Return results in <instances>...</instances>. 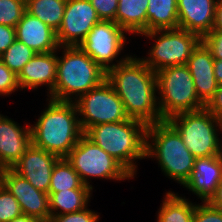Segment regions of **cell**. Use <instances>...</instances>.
<instances>
[{"label": "cell", "instance_id": "e575fe53", "mask_svg": "<svg viewBox=\"0 0 222 222\" xmlns=\"http://www.w3.org/2000/svg\"><path fill=\"white\" fill-rule=\"evenodd\" d=\"M15 40V28L0 24V55L3 54Z\"/></svg>", "mask_w": 222, "mask_h": 222}, {"label": "cell", "instance_id": "f546056e", "mask_svg": "<svg viewBox=\"0 0 222 222\" xmlns=\"http://www.w3.org/2000/svg\"><path fill=\"white\" fill-rule=\"evenodd\" d=\"M99 217L96 211L86 207L77 212L51 216L49 222H98Z\"/></svg>", "mask_w": 222, "mask_h": 222}, {"label": "cell", "instance_id": "ba28073f", "mask_svg": "<svg viewBox=\"0 0 222 222\" xmlns=\"http://www.w3.org/2000/svg\"><path fill=\"white\" fill-rule=\"evenodd\" d=\"M154 40L148 57L140 58L152 71L186 65L201 37L182 28L154 30L139 34ZM155 38V39H154Z\"/></svg>", "mask_w": 222, "mask_h": 222}, {"label": "cell", "instance_id": "e0dca14e", "mask_svg": "<svg viewBox=\"0 0 222 222\" xmlns=\"http://www.w3.org/2000/svg\"><path fill=\"white\" fill-rule=\"evenodd\" d=\"M222 180V155L196 158L194 170L183 185L198 196L202 202H209Z\"/></svg>", "mask_w": 222, "mask_h": 222}, {"label": "cell", "instance_id": "30bf717a", "mask_svg": "<svg viewBox=\"0 0 222 222\" xmlns=\"http://www.w3.org/2000/svg\"><path fill=\"white\" fill-rule=\"evenodd\" d=\"M83 132L102 123H116L130 119L123 102L112 85L104 80L74 101Z\"/></svg>", "mask_w": 222, "mask_h": 222}, {"label": "cell", "instance_id": "d4e9b609", "mask_svg": "<svg viewBox=\"0 0 222 222\" xmlns=\"http://www.w3.org/2000/svg\"><path fill=\"white\" fill-rule=\"evenodd\" d=\"M26 12L58 31L61 26L67 0H25Z\"/></svg>", "mask_w": 222, "mask_h": 222}, {"label": "cell", "instance_id": "6da1fadb", "mask_svg": "<svg viewBox=\"0 0 222 222\" xmlns=\"http://www.w3.org/2000/svg\"><path fill=\"white\" fill-rule=\"evenodd\" d=\"M106 80L121 99L129 118L147 125L164 121L158 107L156 73L137 56L106 72Z\"/></svg>", "mask_w": 222, "mask_h": 222}, {"label": "cell", "instance_id": "74e56055", "mask_svg": "<svg viewBox=\"0 0 222 222\" xmlns=\"http://www.w3.org/2000/svg\"><path fill=\"white\" fill-rule=\"evenodd\" d=\"M209 203L213 207L222 210V180L218 185L215 195L210 199Z\"/></svg>", "mask_w": 222, "mask_h": 222}, {"label": "cell", "instance_id": "7402d4cb", "mask_svg": "<svg viewBox=\"0 0 222 222\" xmlns=\"http://www.w3.org/2000/svg\"><path fill=\"white\" fill-rule=\"evenodd\" d=\"M92 189H71L49 192L51 216L73 213L88 207Z\"/></svg>", "mask_w": 222, "mask_h": 222}, {"label": "cell", "instance_id": "4316f807", "mask_svg": "<svg viewBox=\"0 0 222 222\" xmlns=\"http://www.w3.org/2000/svg\"><path fill=\"white\" fill-rule=\"evenodd\" d=\"M35 54L36 52L30 47L16 39L7 50L0 55V59L18 76L23 67Z\"/></svg>", "mask_w": 222, "mask_h": 222}, {"label": "cell", "instance_id": "3957f363", "mask_svg": "<svg viewBox=\"0 0 222 222\" xmlns=\"http://www.w3.org/2000/svg\"><path fill=\"white\" fill-rule=\"evenodd\" d=\"M147 124L130 118L116 123H102L89 127L84 135L120 162L134 177L135 160L146 158Z\"/></svg>", "mask_w": 222, "mask_h": 222}, {"label": "cell", "instance_id": "f1b7e54d", "mask_svg": "<svg viewBox=\"0 0 222 222\" xmlns=\"http://www.w3.org/2000/svg\"><path fill=\"white\" fill-rule=\"evenodd\" d=\"M21 214L19 202L0 183V222H9Z\"/></svg>", "mask_w": 222, "mask_h": 222}, {"label": "cell", "instance_id": "1f68e13d", "mask_svg": "<svg viewBox=\"0 0 222 222\" xmlns=\"http://www.w3.org/2000/svg\"><path fill=\"white\" fill-rule=\"evenodd\" d=\"M200 204L194 208L193 222H222V210L213 207L209 202Z\"/></svg>", "mask_w": 222, "mask_h": 222}, {"label": "cell", "instance_id": "f35d334b", "mask_svg": "<svg viewBox=\"0 0 222 222\" xmlns=\"http://www.w3.org/2000/svg\"><path fill=\"white\" fill-rule=\"evenodd\" d=\"M214 75L219 85H222V60L214 59Z\"/></svg>", "mask_w": 222, "mask_h": 222}, {"label": "cell", "instance_id": "4fadbf2b", "mask_svg": "<svg viewBox=\"0 0 222 222\" xmlns=\"http://www.w3.org/2000/svg\"><path fill=\"white\" fill-rule=\"evenodd\" d=\"M0 183L19 202L22 214L49 222L51 217L49 194L37 190L12 168L0 172Z\"/></svg>", "mask_w": 222, "mask_h": 222}, {"label": "cell", "instance_id": "5b68a950", "mask_svg": "<svg viewBox=\"0 0 222 222\" xmlns=\"http://www.w3.org/2000/svg\"><path fill=\"white\" fill-rule=\"evenodd\" d=\"M146 157L158 160L162 173L181 186L189 179L196 159L166 120L147 126Z\"/></svg>", "mask_w": 222, "mask_h": 222}, {"label": "cell", "instance_id": "d590c367", "mask_svg": "<svg viewBox=\"0 0 222 222\" xmlns=\"http://www.w3.org/2000/svg\"><path fill=\"white\" fill-rule=\"evenodd\" d=\"M205 108L222 121V85H219L213 97L205 105Z\"/></svg>", "mask_w": 222, "mask_h": 222}, {"label": "cell", "instance_id": "cb8c5ba5", "mask_svg": "<svg viewBox=\"0 0 222 222\" xmlns=\"http://www.w3.org/2000/svg\"><path fill=\"white\" fill-rule=\"evenodd\" d=\"M158 209L157 222H193L194 208L187 198L168 191Z\"/></svg>", "mask_w": 222, "mask_h": 222}, {"label": "cell", "instance_id": "4dcf8cb0", "mask_svg": "<svg viewBox=\"0 0 222 222\" xmlns=\"http://www.w3.org/2000/svg\"><path fill=\"white\" fill-rule=\"evenodd\" d=\"M19 89L17 75L0 59V97L2 95L8 97Z\"/></svg>", "mask_w": 222, "mask_h": 222}, {"label": "cell", "instance_id": "277c9868", "mask_svg": "<svg viewBox=\"0 0 222 222\" xmlns=\"http://www.w3.org/2000/svg\"><path fill=\"white\" fill-rule=\"evenodd\" d=\"M61 49L62 56L57 55L55 87L46 99L74 102L106 80V71L79 46H61Z\"/></svg>", "mask_w": 222, "mask_h": 222}, {"label": "cell", "instance_id": "484cf974", "mask_svg": "<svg viewBox=\"0 0 222 222\" xmlns=\"http://www.w3.org/2000/svg\"><path fill=\"white\" fill-rule=\"evenodd\" d=\"M71 189H92L83 184L79 174L66 158H60L53 167L49 192H61Z\"/></svg>", "mask_w": 222, "mask_h": 222}, {"label": "cell", "instance_id": "7a4b0ae2", "mask_svg": "<svg viewBox=\"0 0 222 222\" xmlns=\"http://www.w3.org/2000/svg\"><path fill=\"white\" fill-rule=\"evenodd\" d=\"M49 100L30 125L32 145L65 158L84 135L74 102Z\"/></svg>", "mask_w": 222, "mask_h": 222}, {"label": "cell", "instance_id": "ac0fdd59", "mask_svg": "<svg viewBox=\"0 0 222 222\" xmlns=\"http://www.w3.org/2000/svg\"><path fill=\"white\" fill-rule=\"evenodd\" d=\"M186 66L192 75L199 100L206 105L219 84L214 75V58L202 41L192 52Z\"/></svg>", "mask_w": 222, "mask_h": 222}, {"label": "cell", "instance_id": "9c48e42d", "mask_svg": "<svg viewBox=\"0 0 222 222\" xmlns=\"http://www.w3.org/2000/svg\"><path fill=\"white\" fill-rule=\"evenodd\" d=\"M79 174L84 185L93 189L90 178L106 180H129L134 176L114 157L83 135L65 157ZM89 178V179H88Z\"/></svg>", "mask_w": 222, "mask_h": 222}, {"label": "cell", "instance_id": "83f0119b", "mask_svg": "<svg viewBox=\"0 0 222 222\" xmlns=\"http://www.w3.org/2000/svg\"><path fill=\"white\" fill-rule=\"evenodd\" d=\"M26 12L25 0H0V24L15 28Z\"/></svg>", "mask_w": 222, "mask_h": 222}, {"label": "cell", "instance_id": "d6a6232c", "mask_svg": "<svg viewBox=\"0 0 222 222\" xmlns=\"http://www.w3.org/2000/svg\"><path fill=\"white\" fill-rule=\"evenodd\" d=\"M101 20H110L116 23L118 0H90Z\"/></svg>", "mask_w": 222, "mask_h": 222}, {"label": "cell", "instance_id": "44dd1931", "mask_svg": "<svg viewBox=\"0 0 222 222\" xmlns=\"http://www.w3.org/2000/svg\"><path fill=\"white\" fill-rule=\"evenodd\" d=\"M149 0H118L116 23L129 34L147 32Z\"/></svg>", "mask_w": 222, "mask_h": 222}, {"label": "cell", "instance_id": "2e32d148", "mask_svg": "<svg viewBox=\"0 0 222 222\" xmlns=\"http://www.w3.org/2000/svg\"><path fill=\"white\" fill-rule=\"evenodd\" d=\"M57 51L36 53L17 76L19 88L35 90L46 86L49 96L55 87L57 77Z\"/></svg>", "mask_w": 222, "mask_h": 222}, {"label": "cell", "instance_id": "7c38bea8", "mask_svg": "<svg viewBox=\"0 0 222 222\" xmlns=\"http://www.w3.org/2000/svg\"><path fill=\"white\" fill-rule=\"evenodd\" d=\"M90 0H67L61 26L56 32L60 46H79L100 21Z\"/></svg>", "mask_w": 222, "mask_h": 222}, {"label": "cell", "instance_id": "52a82bcc", "mask_svg": "<svg viewBox=\"0 0 222 222\" xmlns=\"http://www.w3.org/2000/svg\"><path fill=\"white\" fill-rule=\"evenodd\" d=\"M155 73L158 107L163 120L205 107L197 96L192 75L186 65L166 67Z\"/></svg>", "mask_w": 222, "mask_h": 222}, {"label": "cell", "instance_id": "ab89813d", "mask_svg": "<svg viewBox=\"0 0 222 222\" xmlns=\"http://www.w3.org/2000/svg\"><path fill=\"white\" fill-rule=\"evenodd\" d=\"M9 222H42L40 219L28 216L26 214H21Z\"/></svg>", "mask_w": 222, "mask_h": 222}, {"label": "cell", "instance_id": "603a6c76", "mask_svg": "<svg viewBox=\"0 0 222 222\" xmlns=\"http://www.w3.org/2000/svg\"><path fill=\"white\" fill-rule=\"evenodd\" d=\"M178 28L177 0H149L147 32Z\"/></svg>", "mask_w": 222, "mask_h": 222}, {"label": "cell", "instance_id": "8992f818", "mask_svg": "<svg viewBox=\"0 0 222 222\" xmlns=\"http://www.w3.org/2000/svg\"><path fill=\"white\" fill-rule=\"evenodd\" d=\"M166 121L179 133L195 158L222 155V139L218 135L222 121L205 107L173 115Z\"/></svg>", "mask_w": 222, "mask_h": 222}, {"label": "cell", "instance_id": "8d00e7d4", "mask_svg": "<svg viewBox=\"0 0 222 222\" xmlns=\"http://www.w3.org/2000/svg\"><path fill=\"white\" fill-rule=\"evenodd\" d=\"M212 30L222 31V0H218Z\"/></svg>", "mask_w": 222, "mask_h": 222}, {"label": "cell", "instance_id": "8fae6325", "mask_svg": "<svg viewBox=\"0 0 222 222\" xmlns=\"http://www.w3.org/2000/svg\"><path fill=\"white\" fill-rule=\"evenodd\" d=\"M126 34L127 32L114 21L100 20L79 47L107 72L130 56L127 54L116 60L127 43Z\"/></svg>", "mask_w": 222, "mask_h": 222}, {"label": "cell", "instance_id": "9a60e30c", "mask_svg": "<svg viewBox=\"0 0 222 222\" xmlns=\"http://www.w3.org/2000/svg\"><path fill=\"white\" fill-rule=\"evenodd\" d=\"M31 144L30 125L22 127L0 114V172L12 168Z\"/></svg>", "mask_w": 222, "mask_h": 222}, {"label": "cell", "instance_id": "d6986e66", "mask_svg": "<svg viewBox=\"0 0 222 222\" xmlns=\"http://www.w3.org/2000/svg\"><path fill=\"white\" fill-rule=\"evenodd\" d=\"M218 0H177L178 28L201 38L213 27Z\"/></svg>", "mask_w": 222, "mask_h": 222}, {"label": "cell", "instance_id": "ffe728a7", "mask_svg": "<svg viewBox=\"0 0 222 222\" xmlns=\"http://www.w3.org/2000/svg\"><path fill=\"white\" fill-rule=\"evenodd\" d=\"M15 30L16 39L36 53L60 52L61 50L56 31L27 12L24 13Z\"/></svg>", "mask_w": 222, "mask_h": 222}, {"label": "cell", "instance_id": "5bb4252c", "mask_svg": "<svg viewBox=\"0 0 222 222\" xmlns=\"http://www.w3.org/2000/svg\"><path fill=\"white\" fill-rule=\"evenodd\" d=\"M59 159L57 155L31 144L12 169L37 190L49 194L52 170Z\"/></svg>", "mask_w": 222, "mask_h": 222}, {"label": "cell", "instance_id": "836d02e7", "mask_svg": "<svg viewBox=\"0 0 222 222\" xmlns=\"http://www.w3.org/2000/svg\"><path fill=\"white\" fill-rule=\"evenodd\" d=\"M201 41L210 50L214 59L222 60V31L211 30L201 38Z\"/></svg>", "mask_w": 222, "mask_h": 222}]
</instances>
